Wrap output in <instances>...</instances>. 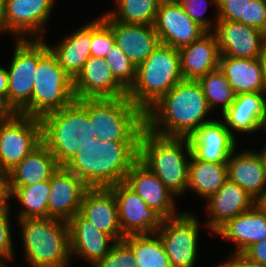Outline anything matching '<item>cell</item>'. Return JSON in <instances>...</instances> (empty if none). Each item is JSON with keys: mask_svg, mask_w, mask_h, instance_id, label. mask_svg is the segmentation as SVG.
Here are the masks:
<instances>
[{"mask_svg": "<svg viewBox=\"0 0 266 267\" xmlns=\"http://www.w3.org/2000/svg\"><path fill=\"white\" fill-rule=\"evenodd\" d=\"M211 111L200 83L182 80L145 112V127L157 135L188 138L212 121L205 119Z\"/></svg>", "mask_w": 266, "mask_h": 267, "instance_id": "6da1fadb", "label": "cell"}, {"mask_svg": "<svg viewBox=\"0 0 266 267\" xmlns=\"http://www.w3.org/2000/svg\"><path fill=\"white\" fill-rule=\"evenodd\" d=\"M139 159V141H103L87 143L64 167L89 188H109L123 182Z\"/></svg>", "mask_w": 266, "mask_h": 267, "instance_id": "7a4b0ae2", "label": "cell"}, {"mask_svg": "<svg viewBox=\"0 0 266 267\" xmlns=\"http://www.w3.org/2000/svg\"><path fill=\"white\" fill-rule=\"evenodd\" d=\"M184 146V147H183ZM191 146L186 137H167L146 127L139 136V160L174 194L182 195L188 187Z\"/></svg>", "mask_w": 266, "mask_h": 267, "instance_id": "3957f363", "label": "cell"}, {"mask_svg": "<svg viewBox=\"0 0 266 267\" xmlns=\"http://www.w3.org/2000/svg\"><path fill=\"white\" fill-rule=\"evenodd\" d=\"M74 100L73 79L59 65L49 45L38 38V63L31 100L18 114L42 119Z\"/></svg>", "mask_w": 266, "mask_h": 267, "instance_id": "277c9868", "label": "cell"}, {"mask_svg": "<svg viewBox=\"0 0 266 267\" xmlns=\"http://www.w3.org/2000/svg\"><path fill=\"white\" fill-rule=\"evenodd\" d=\"M42 142L57 164L64 167L90 141L95 139L87 110L74 100L68 106L42 119Z\"/></svg>", "mask_w": 266, "mask_h": 267, "instance_id": "5b68a950", "label": "cell"}, {"mask_svg": "<svg viewBox=\"0 0 266 267\" xmlns=\"http://www.w3.org/2000/svg\"><path fill=\"white\" fill-rule=\"evenodd\" d=\"M182 80L179 50L160 43L137 66L136 78L127 90V97L145 113Z\"/></svg>", "mask_w": 266, "mask_h": 267, "instance_id": "8992f818", "label": "cell"}, {"mask_svg": "<svg viewBox=\"0 0 266 267\" xmlns=\"http://www.w3.org/2000/svg\"><path fill=\"white\" fill-rule=\"evenodd\" d=\"M26 261L31 267H69L68 222L52 218L18 220Z\"/></svg>", "mask_w": 266, "mask_h": 267, "instance_id": "52a82bcc", "label": "cell"}, {"mask_svg": "<svg viewBox=\"0 0 266 267\" xmlns=\"http://www.w3.org/2000/svg\"><path fill=\"white\" fill-rule=\"evenodd\" d=\"M77 101L87 110L94 135L99 140L139 141L145 127V113L127 96Z\"/></svg>", "mask_w": 266, "mask_h": 267, "instance_id": "ba28073f", "label": "cell"}, {"mask_svg": "<svg viewBox=\"0 0 266 267\" xmlns=\"http://www.w3.org/2000/svg\"><path fill=\"white\" fill-rule=\"evenodd\" d=\"M41 142V119L17 114L0 123V170L10 172Z\"/></svg>", "mask_w": 266, "mask_h": 267, "instance_id": "9c48e42d", "label": "cell"}, {"mask_svg": "<svg viewBox=\"0 0 266 267\" xmlns=\"http://www.w3.org/2000/svg\"><path fill=\"white\" fill-rule=\"evenodd\" d=\"M198 228V219L187 211L176 217L163 219L155 233L160 238L172 267H194Z\"/></svg>", "mask_w": 266, "mask_h": 267, "instance_id": "30bf717a", "label": "cell"}, {"mask_svg": "<svg viewBox=\"0 0 266 267\" xmlns=\"http://www.w3.org/2000/svg\"><path fill=\"white\" fill-rule=\"evenodd\" d=\"M38 63V39H18L8 72L7 100L19 113L31 100Z\"/></svg>", "mask_w": 266, "mask_h": 267, "instance_id": "8fae6325", "label": "cell"}, {"mask_svg": "<svg viewBox=\"0 0 266 267\" xmlns=\"http://www.w3.org/2000/svg\"><path fill=\"white\" fill-rule=\"evenodd\" d=\"M116 197L119 222L123 234H154L163 218L124 181L109 187Z\"/></svg>", "mask_w": 266, "mask_h": 267, "instance_id": "7c38bea8", "label": "cell"}, {"mask_svg": "<svg viewBox=\"0 0 266 267\" xmlns=\"http://www.w3.org/2000/svg\"><path fill=\"white\" fill-rule=\"evenodd\" d=\"M153 26L161 44L178 50L206 33L176 0L161 1Z\"/></svg>", "mask_w": 266, "mask_h": 267, "instance_id": "4fadbf2b", "label": "cell"}, {"mask_svg": "<svg viewBox=\"0 0 266 267\" xmlns=\"http://www.w3.org/2000/svg\"><path fill=\"white\" fill-rule=\"evenodd\" d=\"M73 90L76 100L127 96V89L114 77L105 58L92 56L73 80Z\"/></svg>", "mask_w": 266, "mask_h": 267, "instance_id": "5bb4252c", "label": "cell"}, {"mask_svg": "<svg viewBox=\"0 0 266 267\" xmlns=\"http://www.w3.org/2000/svg\"><path fill=\"white\" fill-rule=\"evenodd\" d=\"M88 189L73 172L59 166L50 177L48 217L68 222L80 212L83 196Z\"/></svg>", "mask_w": 266, "mask_h": 267, "instance_id": "9a60e30c", "label": "cell"}, {"mask_svg": "<svg viewBox=\"0 0 266 267\" xmlns=\"http://www.w3.org/2000/svg\"><path fill=\"white\" fill-rule=\"evenodd\" d=\"M124 182L163 219L178 216L174 195L139 159L126 174Z\"/></svg>", "mask_w": 266, "mask_h": 267, "instance_id": "2e32d148", "label": "cell"}, {"mask_svg": "<svg viewBox=\"0 0 266 267\" xmlns=\"http://www.w3.org/2000/svg\"><path fill=\"white\" fill-rule=\"evenodd\" d=\"M214 33L220 54L234 58H258L266 41L265 33L239 22L218 20Z\"/></svg>", "mask_w": 266, "mask_h": 267, "instance_id": "e0dca14e", "label": "cell"}, {"mask_svg": "<svg viewBox=\"0 0 266 267\" xmlns=\"http://www.w3.org/2000/svg\"><path fill=\"white\" fill-rule=\"evenodd\" d=\"M54 2L55 0H6L5 31L13 32L17 39H26L27 33L31 37L33 34L36 39H42L39 34L45 28L43 26L49 19Z\"/></svg>", "mask_w": 266, "mask_h": 267, "instance_id": "ac0fdd59", "label": "cell"}, {"mask_svg": "<svg viewBox=\"0 0 266 267\" xmlns=\"http://www.w3.org/2000/svg\"><path fill=\"white\" fill-rule=\"evenodd\" d=\"M191 152L198 159L209 163H227L236 150V139L224 122L212 120L203 124L188 137Z\"/></svg>", "mask_w": 266, "mask_h": 267, "instance_id": "d6986e66", "label": "cell"}, {"mask_svg": "<svg viewBox=\"0 0 266 267\" xmlns=\"http://www.w3.org/2000/svg\"><path fill=\"white\" fill-rule=\"evenodd\" d=\"M101 18L112 29L115 43L135 66L143 63L160 44L153 25L121 23L106 13Z\"/></svg>", "mask_w": 266, "mask_h": 267, "instance_id": "ffe728a7", "label": "cell"}, {"mask_svg": "<svg viewBox=\"0 0 266 267\" xmlns=\"http://www.w3.org/2000/svg\"><path fill=\"white\" fill-rule=\"evenodd\" d=\"M80 213L116 242L125 237L119 222L116 197L109 188H89L83 196Z\"/></svg>", "mask_w": 266, "mask_h": 267, "instance_id": "44dd1931", "label": "cell"}, {"mask_svg": "<svg viewBox=\"0 0 266 267\" xmlns=\"http://www.w3.org/2000/svg\"><path fill=\"white\" fill-rule=\"evenodd\" d=\"M70 254L83 257L94 265L112 249L116 241L108 234L98 230L80 212L69 221Z\"/></svg>", "mask_w": 266, "mask_h": 267, "instance_id": "7402d4cb", "label": "cell"}, {"mask_svg": "<svg viewBox=\"0 0 266 267\" xmlns=\"http://www.w3.org/2000/svg\"><path fill=\"white\" fill-rule=\"evenodd\" d=\"M206 200L210 215L206 226L214 233L229 220L250 210L255 205V199L230 180H227L215 194L210 195Z\"/></svg>", "mask_w": 266, "mask_h": 267, "instance_id": "603a6c76", "label": "cell"}, {"mask_svg": "<svg viewBox=\"0 0 266 267\" xmlns=\"http://www.w3.org/2000/svg\"><path fill=\"white\" fill-rule=\"evenodd\" d=\"M183 80L198 81L219 67L220 50L215 33L206 32L190 45L179 49Z\"/></svg>", "mask_w": 266, "mask_h": 267, "instance_id": "cb8c5ba5", "label": "cell"}, {"mask_svg": "<svg viewBox=\"0 0 266 267\" xmlns=\"http://www.w3.org/2000/svg\"><path fill=\"white\" fill-rule=\"evenodd\" d=\"M234 152L226 163L228 180L239 185L256 200L266 189V170L261 154L251 150L237 155Z\"/></svg>", "mask_w": 266, "mask_h": 267, "instance_id": "d4e9b609", "label": "cell"}, {"mask_svg": "<svg viewBox=\"0 0 266 267\" xmlns=\"http://www.w3.org/2000/svg\"><path fill=\"white\" fill-rule=\"evenodd\" d=\"M216 233L236 244L235 253H244L253 244L266 239V214L254 205L229 220Z\"/></svg>", "mask_w": 266, "mask_h": 267, "instance_id": "484cf974", "label": "cell"}, {"mask_svg": "<svg viewBox=\"0 0 266 267\" xmlns=\"http://www.w3.org/2000/svg\"><path fill=\"white\" fill-rule=\"evenodd\" d=\"M218 68L227 77L235 95L266 92V81L258 58L245 59L220 55Z\"/></svg>", "mask_w": 266, "mask_h": 267, "instance_id": "4316f807", "label": "cell"}, {"mask_svg": "<svg viewBox=\"0 0 266 267\" xmlns=\"http://www.w3.org/2000/svg\"><path fill=\"white\" fill-rule=\"evenodd\" d=\"M59 168L55 157L41 142L9 172L10 188H18L49 180Z\"/></svg>", "mask_w": 266, "mask_h": 267, "instance_id": "83f0119b", "label": "cell"}, {"mask_svg": "<svg viewBox=\"0 0 266 267\" xmlns=\"http://www.w3.org/2000/svg\"><path fill=\"white\" fill-rule=\"evenodd\" d=\"M264 93L238 94L222 114L224 124L233 136L231 129L246 134L257 131L259 119L266 110Z\"/></svg>", "mask_w": 266, "mask_h": 267, "instance_id": "f1b7e54d", "label": "cell"}, {"mask_svg": "<svg viewBox=\"0 0 266 267\" xmlns=\"http://www.w3.org/2000/svg\"><path fill=\"white\" fill-rule=\"evenodd\" d=\"M49 48L57 57L59 65L74 80L91 56V22L68 35L58 46Z\"/></svg>", "mask_w": 266, "mask_h": 267, "instance_id": "f546056e", "label": "cell"}, {"mask_svg": "<svg viewBox=\"0 0 266 267\" xmlns=\"http://www.w3.org/2000/svg\"><path fill=\"white\" fill-rule=\"evenodd\" d=\"M189 159L187 189L195 191L200 197L207 199L228 180L226 163H209L198 160L193 154Z\"/></svg>", "mask_w": 266, "mask_h": 267, "instance_id": "4dcf8cb0", "label": "cell"}, {"mask_svg": "<svg viewBox=\"0 0 266 267\" xmlns=\"http://www.w3.org/2000/svg\"><path fill=\"white\" fill-rule=\"evenodd\" d=\"M122 240L132 249L137 267H172L156 233L126 235Z\"/></svg>", "mask_w": 266, "mask_h": 267, "instance_id": "1f68e13d", "label": "cell"}, {"mask_svg": "<svg viewBox=\"0 0 266 267\" xmlns=\"http://www.w3.org/2000/svg\"><path fill=\"white\" fill-rule=\"evenodd\" d=\"M10 190L11 197L18 199L22 205L18 214L19 220L48 217L50 179L29 186L10 188Z\"/></svg>", "mask_w": 266, "mask_h": 267, "instance_id": "d6a6232c", "label": "cell"}, {"mask_svg": "<svg viewBox=\"0 0 266 267\" xmlns=\"http://www.w3.org/2000/svg\"><path fill=\"white\" fill-rule=\"evenodd\" d=\"M162 0H117V12L106 14L121 23L153 25Z\"/></svg>", "mask_w": 266, "mask_h": 267, "instance_id": "836d02e7", "label": "cell"}, {"mask_svg": "<svg viewBox=\"0 0 266 267\" xmlns=\"http://www.w3.org/2000/svg\"><path fill=\"white\" fill-rule=\"evenodd\" d=\"M198 82L200 83L206 101L210 109L221 104L222 114L231 106L235 99V93L231 89L227 81V77L216 69L212 72L201 77Z\"/></svg>", "mask_w": 266, "mask_h": 267, "instance_id": "e575fe53", "label": "cell"}, {"mask_svg": "<svg viewBox=\"0 0 266 267\" xmlns=\"http://www.w3.org/2000/svg\"><path fill=\"white\" fill-rule=\"evenodd\" d=\"M105 60L114 77L128 90L135 81L137 66L127 58L116 43L107 53Z\"/></svg>", "mask_w": 266, "mask_h": 267, "instance_id": "d590c367", "label": "cell"}, {"mask_svg": "<svg viewBox=\"0 0 266 267\" xmlns=\"http://www.w3.org/2000/svg\"><path fill=\"white\" fill-rule=\"evenodd\" d=\"M114 44L115 37L110 26L101 17L91 21V56L105 58Z\"/></svg>", "mask_w": 266, "mask_h": 267, "instance_id": "8d00e7d4", "label": "cell"}, {"mask_svg": "<svg viewBox=\"0 0 266 267\" xmlns=\"http://www.w3.org/2000/svg\"><path fill=\"white\" fill-rule=\"evenodd\" d=\"M92 267H137L132 249L123 241H117L112 249Z\"/></svg>", "mask_w": 266, "mask_h": 267, "instance_id": "74e56055", "label": "cell"}, {"mask_svg": "<svg viewBox=\"0 0 266 267\" xmlns=\"http://www.w3.org/2000/svg\"><path fill=\"white\" fill-rule=\"evenodd\" d=\"M250 0H211L217 7L218 14L214 19L215 23L218 20H226L239 22L246 25V10Z\"/></svg>", "mask_w": 266, "mask_h": 267, "instance_id": "f35d334b", "label": "cell"}, {"mask_svg": "<svg viewBox=\"0 0 266 267\" xmlns=\"http://www.w3.org/2000/svg\"><path fill=\"white\" fill-rule=\"evenodd\" d=\"M177 2L183 7L185 13L206 32H211L210 28H214V32L217 23L213 24L209 19L203 17L206 12L207 0H177Z\"/></svg>", "mask_w": 266, "mask_h": 267, "instance_id": "ab89813d", "label": "cell"}, {"mask_svg": "<svg viewBox=\"0 0 266 267\" xmlns=\"http://www.w3.org/2000/svg\"><path fill=\"white\" fill-rule=\"evenodd\" d=\"M9 210L0 211V267H7L3 262L13 259V244L10 233Z\"/></svg>", "mask_w": 266, "mask_h": 267, "instance_id": "60d3db41", "label": "cell"}, {"mask_svg": "<svg viewBox=\"0 0 266 267\" xmlns=\"http://www.w3.org/2000/svg\"><path fill=\"white\" fill-rule=\"evenodd\" d=\"M246 25L254 27L266 34L265 0H250L246 10Z\"/></svg>", "mask_w": 266, "mask_h": 267, "instance_id": "b9f144b4", "label": "cell"}, {"mask_svg": "<svg viewBox=\"0 0 266 267\" xmlns=\"http://www.w3.org/2000/svg\"><path fill=\"white\" fill-rule=\"evenodd\" d=\"M219 267H266V265L250 259L244 253L234 252L231 258Z\"/></svg>", "mask_w": 266, "mask_h": 267, "instance_id": "7bdbcfd3", "label": "cell"}, {"mask_svg": "<svg viewBox=\"0 0 266 267\" xmlns=\"http://www.w3.org/2000/svg\"><path fill=\"white\" fill-rule=\"evenodd\" d=\"M10 198L9 172L0 170V211L9 209L7 202Z\"/></svg>", "mask_w": 266, "mask_h": 267, "instance_id": "ee69618b", "label": "cell"}, {"mask_svg": "<svg viewBox=\"0 0 266 267\" xmlns=\"http://www.w3.org/2000/svg\"><path fill=\"white\" fill-rule=\"evenodd\" d=\"M244 254L250 259L266 265V239L250 246Z\"/></svg>", "mask_w": 266, "mask_h": 267, "instance_id": "f6af8a7d", "label": "cell"}, {"mask_svg": "<svg viewBox=\"0 0 266 267\" xmlns=\"http://www.w3.org/2000/svg\"><path fill=\"white\" fill-rule=\"evenodd\" d=\"M18 113L9 104L7 98L0 95V123H6L12 120Z\"/></svg>", "mask_w": 266, "mask_h": 267, "instance_id": "bcb514c9", "label": "cell"}, {"mask_svg": "<svg viewBox=\"0 0 266 267\" xmlns=\"http://www.w3.org/2000/svg\"><path fill=\"white\" fill-rule=\"evenodd\" d=\"M8 72L6 68H0V95L7 98Z\"/></svg>", "mask_w": 266, "mask_h": 267, "instance_id": "7dc6e473", "label": "cell"}, {"mask_svg": "<svg viewBox=\"0 0 266 267\" xmlns=\"http://www.w3.org/2000/svg\"><path fill=\"white\" fill-rule=\"evenodd\" d=\"M6 0H0V32H5V18H6V10H5Z\"/></svg>", "mask_w": 266, "mask_h": 267, "instance_id": "c3c4849f", "label": "cell"}, {"mask_svg": "<svg viewBox=\"0 0 266 267\" xmlns=\"http://www.w3.org/2000/svg\"><path fill=\"white\" fill-rule=\"evenodd\" d=\"M258 60L261 66V70L263 72L264 79L266 81V41L261 51V54L258 57Z\"/></svg>", "mask_w": 266, "mask_h": 267, "instance_id": "681fc988", "label": "cell"}, {"mask_svg": "<svg viewBox=\"0 0 266 267\" xmlns=\"http://www.w3.org/2000/svg\"><path fill=\"white\" fill-rule=\"evenodd\" d=\"M255 205L266 214V189L262 194L255 200Z\"/></svg>", "mask_w": 266, "mask_h": 267, "instance_id": "f907efd6", "label": "cell"}, {"mask_svg": "<svg viewBox=\"0 0 266 267\" xmlns=\"http://www.w3.org/2000/svg\"><path fill=\"white\" fill-rule=\"evenodd\" d=\"M263 127L266 128V110H265V112L263 113V115L259 119L257 130H259V129L263 128Z\"/></svg>", "mask_w": 266, "mask_h": 267, "instance_id": "816d5d0a", "label": "cell"}, {"mask_svg": "<svg viewBox=\"0 0 266 267\" xmlns=\"http://www.w3.org/2000/svg\"><path fill=\"white\" fill-rule=\"evenodd\" d=\"M259 153L261 154V157H262L263 162H264L265 170H266V146Z\"/></svg>", "mask_w": 266, "mask_h": 267, "instance_id": "f5cc1de1", "label": "cell"}]
</instances>
